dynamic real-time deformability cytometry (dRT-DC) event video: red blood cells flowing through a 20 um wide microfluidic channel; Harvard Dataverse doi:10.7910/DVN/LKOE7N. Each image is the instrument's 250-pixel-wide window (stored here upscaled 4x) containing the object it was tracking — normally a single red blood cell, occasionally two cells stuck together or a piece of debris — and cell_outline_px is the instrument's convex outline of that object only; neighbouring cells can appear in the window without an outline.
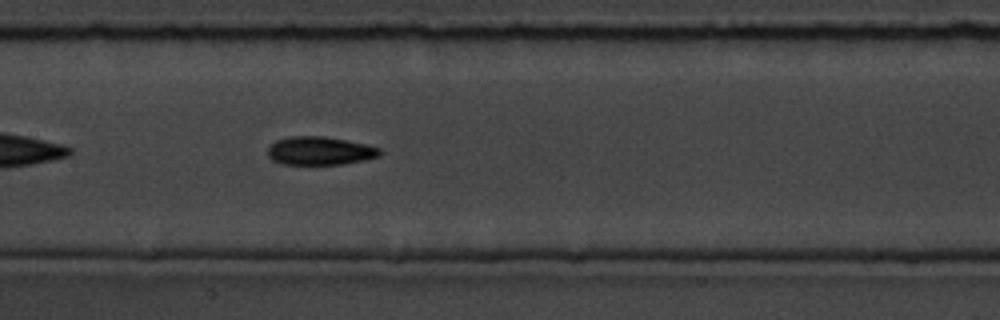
{"species": "common noctule bat (a hibernating species)", "species_latin": "Nyctalus noctula", "temperature_condition": "room temperature", "stored_images_in_passage": 36, "camera_frame_rate_fps": 3000, "um_per_image_px": 0.085, "animal": {"sex": "male", "body_mass_g": 19.5, "forearm_length_mm": 54.6}, "frame": {"image": 1, "passage_image": 11, "time_ms": 3.333, "image_size_px": [1000, 320], "cell_outline_px": [[380, 156], [364, 160], [344, 164], [284, 164], [272, 160], [268, 156], [268, 148], [276, 140], [288, 136], [324, 136], [364, 144], [380, 148]], "centroid_in_image_um": [27.17, 12.82], "position_along_channel_um": 180.2, "area_um2": 18.38}}
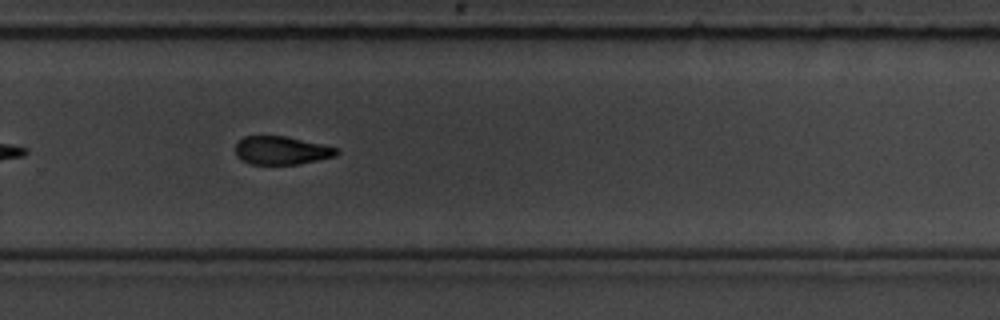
{"frame": {"image": 2, "passage_image": 21, "time_ms": 6.667, "image_size_px": [1000, 320], "cell_outline_px": [[340, 152], [336, 156], [300, 164], [252, 164], [236, 156], [236, 144], [244, 136], [284, 136], [320, 144], [336, 148]], "centroid_in_image_um": [23.93, 12.79], "position_along_channel_um": 305.9, "area_um2": 16.42}, "authors_computed_cell_mechanics": {"area_um2": 17.918, "velocity_mm_per_s": 3.787, "shape_relaxation_time_tau1_ms": 2.6839, "shape_relaxation_time_tau2_ms": 5.7939, "deformation_change_tau1": 0.1234, "deformation_change_tau2": 0.1345}}